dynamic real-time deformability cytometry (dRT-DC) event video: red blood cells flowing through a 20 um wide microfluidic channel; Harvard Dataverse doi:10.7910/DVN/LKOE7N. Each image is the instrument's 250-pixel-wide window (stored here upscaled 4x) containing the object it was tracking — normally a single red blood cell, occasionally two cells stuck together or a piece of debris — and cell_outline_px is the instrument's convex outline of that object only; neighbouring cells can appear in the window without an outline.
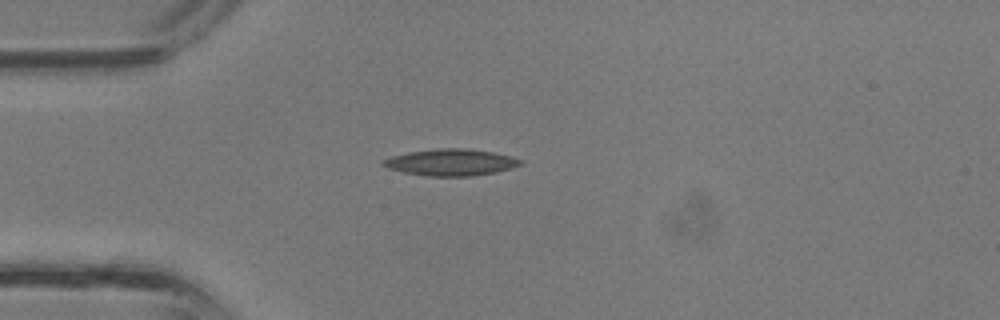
{"species": "common noctule bat (a hibernating species)", "species_latin": "Nyctalus noctula", "temperature_condition": "room temperature", "stored_images_in_passage": 24, "camera_frame_rate_fps": 3000, "um_per_image_px": 0.085, "animal": {"sex": "male", "body_mass_g": 13.3}, "frame": {"image": 1, "passage_image": 1, "time_ms": 0.0, "image_size_px": [1000, 320], "cell_outline_px": [[524, 164], [512, 168], [496, 172], [472, 176], [428, 176], [404, 172], [388, 168], [380, 164], [384, 160], [392, 156], [408, 152], [436, 148], [464, 148], [492, 152], [524, 160]], "centroid_in_image_um": [38.35, 13.8], "position_along_channel_um": 46.7, "area_um2": 21.27}}
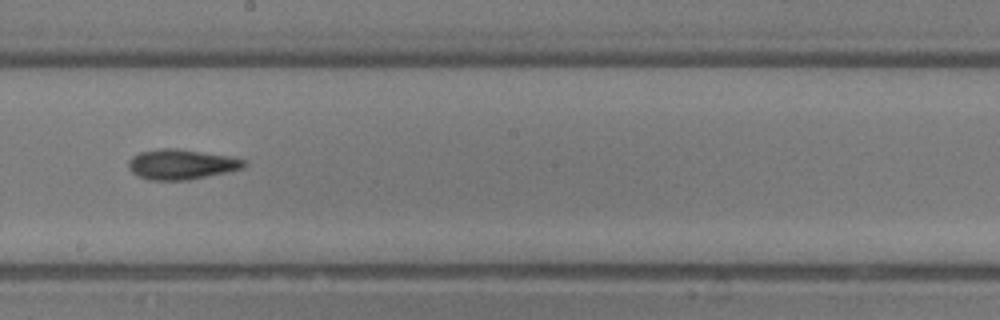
{"frame": {"image": 2, "passage_image": 12, "time_ms": 3.667, "image_size_px": [1000, 320], "cell_outline_px": [[248, 164], [244, 168], [188, 180], [152, 180], [140, 176], [132, 172], [128, 168], [128, 160], [132, 156], [140, 152], [160, 148], [176, 148], [232, 156], [248, 160]], "centroid_in_image_um": [15.45, 13.95], "position_along_channel_um": 232.7, "area_um2": 20.4}}
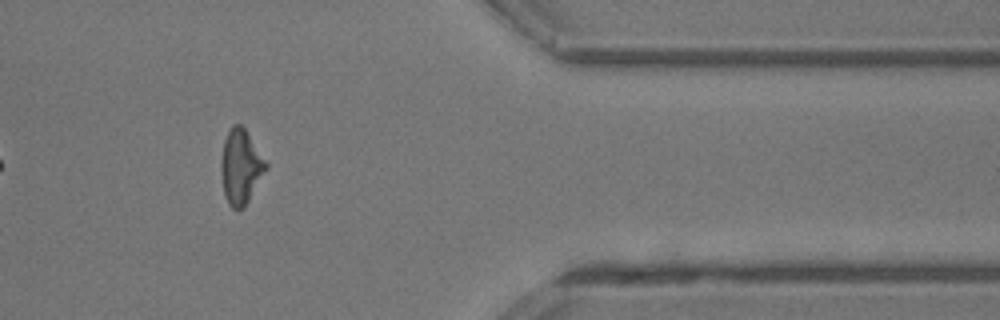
{"frame": {"image": 3, "passage_image": 22, "time_ms": 7.0, "image_size_px": [1000, 320], "cell_outline_px": [[268, 168], [244, 208], [232, 208], [228, 204], [224, 192], [224, 140], [232, 124], [240, 124], [244, 128], [268, 164]], "centroid_in_image_um": [20.53, 14.18], "position_along_channel_um": 390.9, "area_um2": 18.55}}